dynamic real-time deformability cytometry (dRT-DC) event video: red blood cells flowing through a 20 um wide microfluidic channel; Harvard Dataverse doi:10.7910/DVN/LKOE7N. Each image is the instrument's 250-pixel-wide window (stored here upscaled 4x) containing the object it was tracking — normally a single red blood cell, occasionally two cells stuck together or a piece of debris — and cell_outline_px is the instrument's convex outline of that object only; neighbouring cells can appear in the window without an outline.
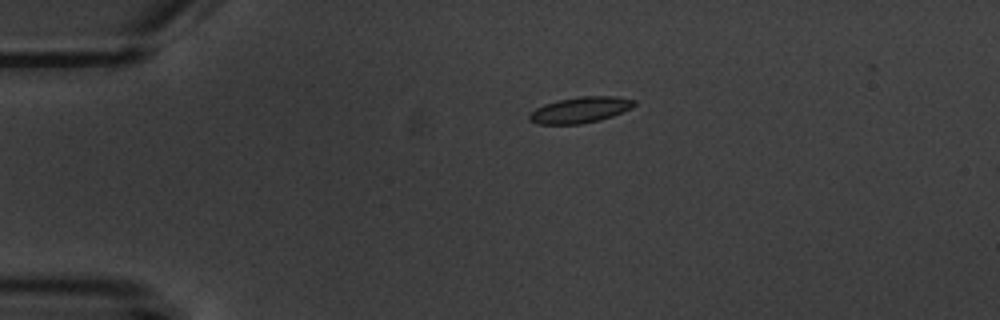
{"species": "common noctule bat (a hibernating species)", "species_latin": "Nyctalus noctula", "temperature_condition": "warm", "stored_images_in_passage": 4, "camera_frame_rate_fps": 3000, "um_per_image_px": 0.085, "animal": {"sex": "male", "body_mass_g": 20.1, "forearm_length_mm": 53.5}, "frame": {"image": 1, "passage_image": 2, "time_ms": 2.0, "image_size_px": [1000, 320], "cell_outline_px": [[636, 104], [632, 108], [612, 116], [600, 120], [580, 124], [536, 124], [528, 120], [528, 116], [536, 108], [544, 104], [556, 100], [580, 96], [616, 96], [636, 100]], "centroid_in_image_um": [49.32, 9.34], "position_along_channel_um": 35.7, "area_um2": 16.01}}